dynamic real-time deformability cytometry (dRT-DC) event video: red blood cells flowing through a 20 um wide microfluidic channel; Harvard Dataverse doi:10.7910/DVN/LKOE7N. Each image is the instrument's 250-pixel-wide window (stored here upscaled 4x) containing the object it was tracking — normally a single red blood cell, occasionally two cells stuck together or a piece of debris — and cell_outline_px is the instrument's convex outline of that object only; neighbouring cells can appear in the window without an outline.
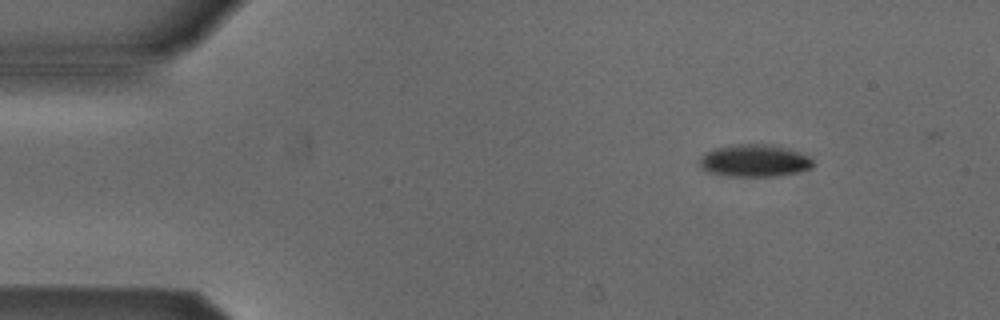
{"species": "Egyptian fruit bat (a non-hibernating species)", "species_latin": "Rousettus aegyptiacus", "temperature_condition": "cold", "stored_images_in_passage": 5, "camera_frame_rate_fps": 3000, "um_per_image_px": 0.085, "animal": {"sex": "male"}, "frame": {"image": 1, "passage_image": 2, "time_ms": 0.333, "image_size_px": [1000, 320], "cell_outline_px": [[812, 168], [796, 172], [772, 176], [728, 176], [708, 172], [700, 164], [700, 160], [704, 152], [716, 148], [732, 144], [768, 144], [788, 148], [800, 152], [808, 156], [812, 160]], "centroid_in_image_um": [64.12, 13.64], "position_along_channel_um": 20.9, "area_um2": 21.21}}
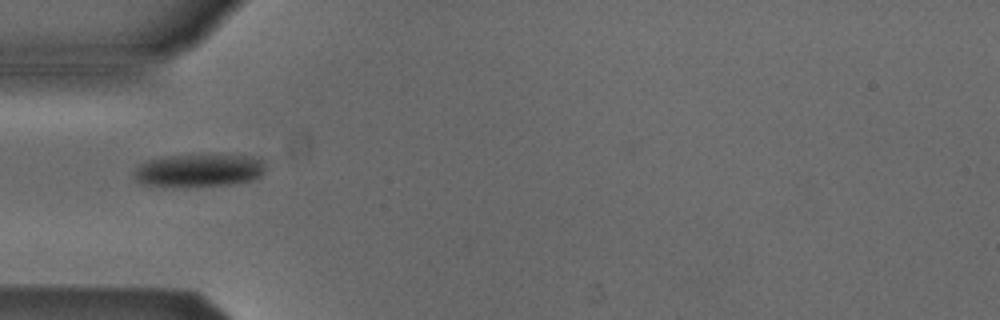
{"frame": {"image": 2, "passage_image": 5, "time_ms": 1.333, "image_size_px": [1000, 320], "cell_outline_px": [[264, 172], [260, 176], [252, 180], [228, 184], [140, 184], [132, 176], [136, 168], [140, 164], [148, 160], [160, 156], [260, 156], [264, 160]], "centroid_in_image_um": [16.94, 14.45], "position_along_channel_um": 68.1, "area_um2": 24.16}}